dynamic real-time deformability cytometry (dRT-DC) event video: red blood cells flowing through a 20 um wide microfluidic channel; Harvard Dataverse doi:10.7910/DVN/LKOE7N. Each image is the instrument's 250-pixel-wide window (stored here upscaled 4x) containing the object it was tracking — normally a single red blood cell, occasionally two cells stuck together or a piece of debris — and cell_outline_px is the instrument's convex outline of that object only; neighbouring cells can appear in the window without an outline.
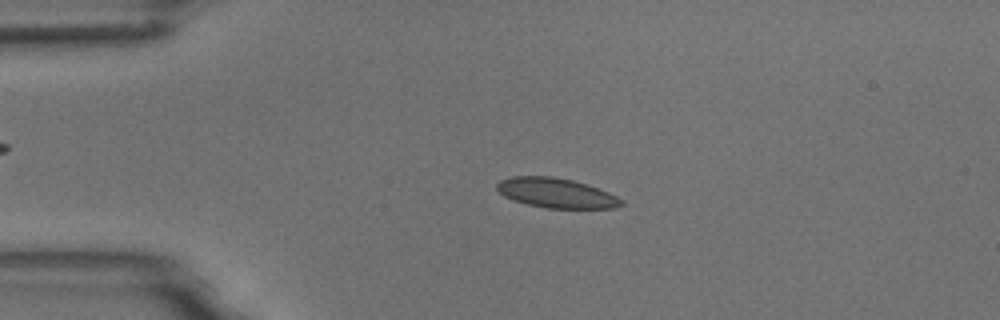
{"species": "common noctule bat (a hibernating species)", "species_latin": "Nyctalus noctula", "temperature_condition": "room temperature", "stored_images_in_passage": 54, "camera_frame_rate_fps": 3000, "um_per_image_px": 0.085, "animal": {"sex": "male", "body_mass_g": 18.8}, "frame": {"image": 1, "passage_image": 12, "time_ms": 3.667, "image_size_px": [1000, 320], "cell_outline_px": [[624, 204], [616, 208], [548, 208], [528, 204], [512, 200], [504, 196], [496, 188], [496, 184], [500, 180], [512, 176], [552, 176], [572, 180], [588, 184], [608, 192], [624, 200]], "centroid_in_image_um": [47.29, 16.4], "position_along_channel_um": 37.7, "area_um2": 21.62}}
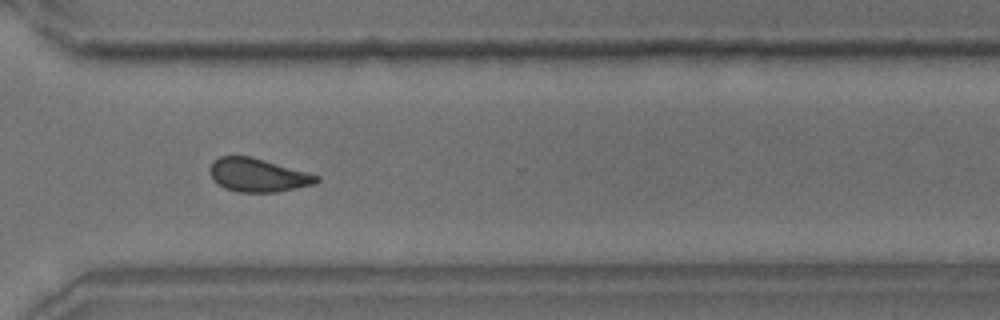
{"frame": {"image": 2, "passage_image": 40, "time_ms": 13.0, "image_size_px": [1000, 320], "cell_outline_px": [[320, 180], [316, 184], [276, 192], [240, 192], [224, 188], [212, 180], [208, 172], [208, 168], [212, 160], [220, 156], [252, 156], [320, 176]], "centroid_in_image_um": [21.87, 14.88], "position_along_channel_um": 348.7, "area_um2": 21.04}}
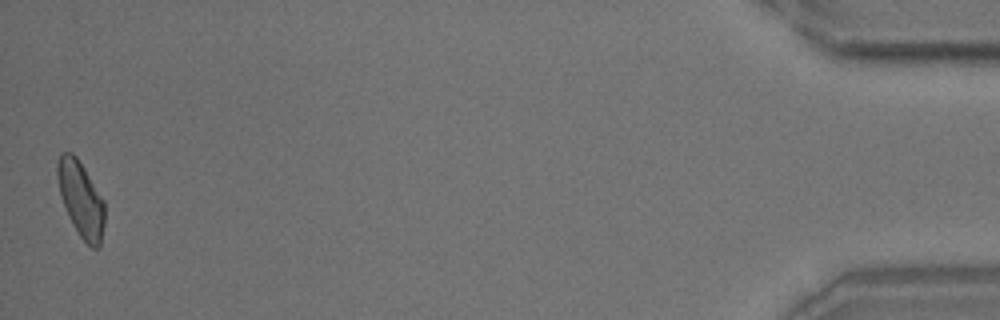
{"frame": {"image": 3, "passage_image": 54, "time_ms": 17.667, "image_size_px": [1000, 320], "cell_outline_px": [[104, 224], [100, 248], [92, 248], [80, 236], [72, 224], [68, 216], [60, 192], [56, 176], [56, 164], [60, 152], [72, 152], [76, 156], [84, 168], [104, 200]], "centroid_in_image_um": [6.87, 16.91], "position_along_channel_um": 428.3, "area_um2": 20.75}, "authors_computed_cell_mechanics": {"area_um2": 21.2126, "velocity_mm_per_s": 3.6762, "shape_relaxation_time_tau1_ms": 4.3226, "shape_relaxation_time_tau2_ms": 1.9596, "deformation_change_tau1": 0.1082, "deformation_change_tau2": 0.0769}}